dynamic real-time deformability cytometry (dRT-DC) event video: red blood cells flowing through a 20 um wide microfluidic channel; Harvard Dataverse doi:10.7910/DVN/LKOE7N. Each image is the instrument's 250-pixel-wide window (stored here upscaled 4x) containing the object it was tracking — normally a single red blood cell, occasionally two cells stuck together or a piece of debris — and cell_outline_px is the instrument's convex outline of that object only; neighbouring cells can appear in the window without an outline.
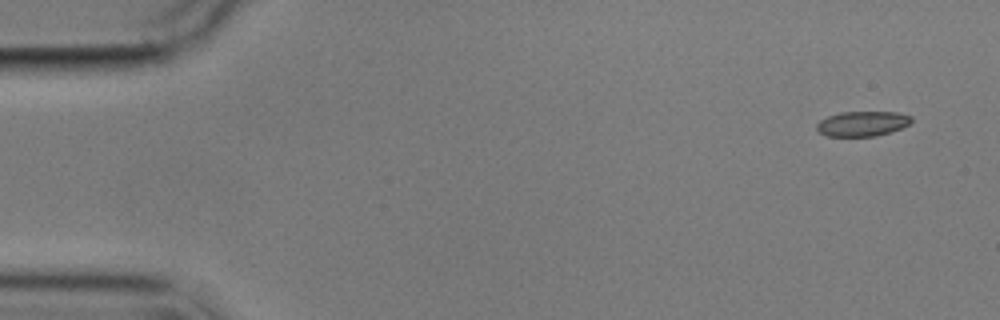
{"species": "common noctule bat (a hibernating species)", "species_latin": "Nyctalus noctula", "temperature_condition": "cold", "stored_images_in_passage": 4, "camera_frame_rate_fps": 3000, "um_per_image_px": 0.085, "animal": {"sex": "male", "body_mass_g": 17.9}, "frame": {"image": 1, "passage_image": 1, "time_ms": 0.0, "image_size_px": [1000, 320], "cell_outline_px": [[912, 120], [908, 124], [900, 128], [876, 136], [828, 136], [820, 132], [816, 128], [816, 124], [820, 120], [828, 116], [840, 112], [896, 112], [912, 116]], "centroid_in_image_um": [73.28, 10.5], "position_along_channel_um": 11.7, "area_um2": 13.64}}
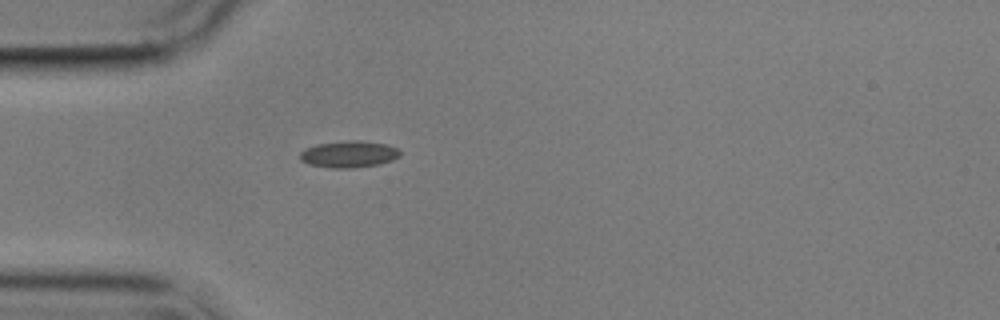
{"frame": {"image": 2, "passage_image": 4, "time_ms": 4.333, "image_size_px": [1000, 320], "cell_outline_px": [[400, 156], [392, 160], [380, 164], [352, 168], [332, 168], [308, 164], [300, 160], [300, 152], [304, 148], [316, 144], [348, 140], [360, 140], [388, 144], [400, 148]], "centroid_in_image_um": [29.67, 13.09], "position_along_channel_um": 55.3, "area_um2": 15.84}}